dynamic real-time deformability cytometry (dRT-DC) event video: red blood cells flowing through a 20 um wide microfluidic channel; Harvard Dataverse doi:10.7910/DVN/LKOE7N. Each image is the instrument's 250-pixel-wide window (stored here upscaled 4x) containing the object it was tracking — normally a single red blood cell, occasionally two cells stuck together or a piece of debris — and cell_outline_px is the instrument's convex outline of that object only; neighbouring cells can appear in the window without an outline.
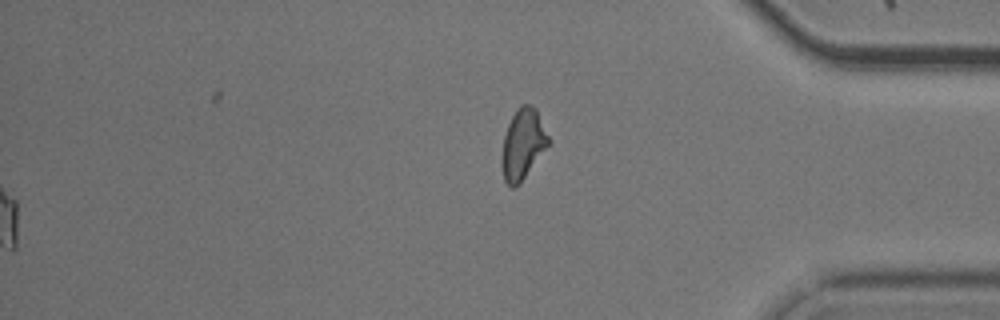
{"species": "common noctule bat (a hibernating species)", "species_latin": "Nyctalus noctula", "temperature_condition": "cold", "stored_images_in_passage": 48, "segment_of_instrument_passage": [2, 2], "camera_frame_rate_fps": 3000, "um_per_image_px": 0.085, "animal": {"sex": "male", "body_mass_g": 20.5, "forearm_length_mm": 52.5}, "frame": {"image": 1, "passage_image": 48, "time_ms": 15.667, "image_size_px": [1000, 320], "cell_outline_px": [[552, 140], [520, 184], [516, 188], [512, 188], [504, 180], [504, 136], [508, 124], [516, 108], [520, 104], [528, 104], [536, 108]], "centroid_in_image_um": [44.51, 12.21], "position_along_channel_um": 390.7, "area_um2": 18.9}}